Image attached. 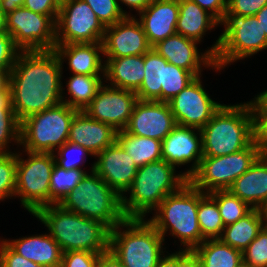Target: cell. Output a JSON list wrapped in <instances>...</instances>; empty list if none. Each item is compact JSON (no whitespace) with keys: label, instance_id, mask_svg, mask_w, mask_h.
Returning <instances> with one entry per match:
<instances>
[{"label":"cell","instance_id":"1","mask_svg":"<svg viewBox=\"0 0 267 267\" xmlns=\"http://www.w3.org/2000/svg\"><path fill=\"white\" fill-rule=\"evenodd\" d=\"M62 62L54 50L20 51L10 72V98L19 122L62 103Z\"/></svg>","mask_w":267,"mask_h":267},{"label":"cell","instance_id":"2","mask_svg":"<svg viewBox=\"0 0 267 267\" xmlns=\"http://www.w3.org/2000/svg\"><path fill=\"white\" fill-rule=\"evenodd\" d=\"M33 216L50 231V236L59 244L61 251H109L110 228L101 221L83 217L52 204L38 209Z\"/></svg>","mask_w":267,"mask_h":267},{"label":"cell","instance_id":"3","mask_svg":"<svg viewBox=\"0 0 267 267\" xmlns=\"http://www.w3.org/2000/svg\"><path fill=\"white\" fill-rule=\"evenodd\" d=\"M175 169L176 167L163 159L139 167L126 191L130 192V197H121L125 218H144L146 213L155 210L167 195L177 192L188 182L183 174H174Z\"/></svg>","mask_w":267,"mask_h":267},{"label":"cell","instance_id":"4","mask_svg":"<svg viewBox=\"0 0 267 267\" xmlns=\"http://www.w3.org/2000/svg\"><path fill=\"white\" fill-rule=\"evenodd\" d=\"M203 157H219L245 149L253 141L249 102L224 105L201 129Z\"/></svg>","mask_w":267,"mask_h":267},{"label":"cell","instance_id":"5","mask_svg":"<svg viewBox=\"0 0 267 267\" xmlns=\"http://www.w3.org/2000/svg\"><path fill=\"white\" fill-rule=\"evenodd\" d=\"M199 201L200 190L188 181L177 192L167 195L148 221L163 238L167 231L178 237L186 246L182 250H194L205 240L197 218Z\"/></svg>","mask_w":267,"mask_h":267},{"label":"cell","instance_id":"6","mask_svg":"<svg viewBox=\"0 0 267 267\" xmlns=\"http://www.w3.org/2000/svg\"><path fill=\"white\" fill-rule=\"evenodd\" d=\"M121 227L126 230L121 232ZM164 240L144 218H126L110 230L109 250L125 267H156Z\"/></svg>","mask_w":267,"mask_h":267},{"label":"cell","instance_id":"7","mask_svg":"<svg viewBox=\"0 0 267 267\" xmlns=\"http://www.w3.org/2000/svg\"><path fill=\"white\" fill-rule=\"evenodd\" d=\"M85 177L59 203L68 211L83 217L95 219L106 224L110 229L125 220L119 196L95 171Z\"/></svg>","mask_w":267,"mask_h":267},{"label":"cell","instance_id":"8","mask_svg":"<svg viewBox=\"0 0 267 267\" xmlns=\"http://www.w3.org/2000/svg\"><path fill=\"white\" fill-rule=\"evenodd\" d=\"M225 26L224 32L208 50L215 65L224 69L229 63L267 49V37L256 16L225 14L219 23Z\"/></svg>","mask_w":267,"mask_h":267},{"label":"cell","instance_id":"9","mask_svg":"<svg viewBox=\"0 0 267 267\" xmlns=\"http://www.w3.org/2000/svg\"><path fill=\"white\" fill-rule=\"evenodd\" d=\"M78 112L60 103L20 122V145L25 151L54 153L68 141L70 124Z\"/></svg>","mask_w":267,"mask_h":267},{"label":"cell","instance_id":"10","mask_svg":"<svg viewBox=\"0 0 267 267\" xmlns=\"http://www.w3.org/2000/svg\"><path fill=\"white\" fill-rule=\"evenodd\" d=\"M260 156L261 149L252 141L245 149L232 154L203 157L188 181L204 193L227 190Z\"/></svg>","mask_w":267,"mask_h":267},{"label":"cell","instance_id":"11","mask_svg":"<svg viewBox=\"0 0 267 267\" xmlns=\"http://www.w3.org/2000/svg\"><path fill=\"white\" fill-rule=\"evenodd\" d=\"M27 152L26 160L17 153L16 189L14 196L32 215L50 205V179L55 164L54 153Z\"/></svg>","mask_w":267,"mask_h":267},{"label":"cell","instance_id":"12","mask_svg":"<svg viewBox=\"0 0 267 267\" xmlns=\"http://www.w3.org/2000/svg\"><path fill=\"white\" fill-rule=\"evenodd\" d=\"M6 28L20 51L54 50L55 22L48 16L17 7L6 14Z\"/></svg>","mask_w":267,"mask_h":267},{"label":"cell","instance_id":"13","mask_svg":"<svg viewBox=\"0 0 267 267\" xmlns=\"http://www.w3.org/2000/svg\"><path fill=\"white\" fill-rule=\"evenodd\" d=\"M56 45L102 42L105 27L82 0L61 2L55 23Z\"/></svg>","mask_w":267,"mask_h":267},{"label":"cell","instance_id":"14","mask_svg":"<svg viewBox=\"0 0 267 267\" xmlns=\"http://www.w3.org/2000/svg\"><path fill=\"white\" fill-rule=\"evenodd\" d=\"M201 83L200 76L196 77L168 102L178 125L201 130L222 106L210 98Z\"/></svg>","mask_w":267,"mask_h":267},{"label":"cell","instance_id":"15","mask_svg":"<svg viewBox=\"0 0 267 267\" xmlns=\"http://www.w3.org/2000/svg\"><path fill=\"white\" fill-rule=\"evenodd\" d=\"M137 100L134 91L103 84L83 112L90 118L109 124L116 131H120L128 125Z\"/></svg>","mask_w":267,"mask_h":267},{"label":"cell","instance_id":"16","mask_svg":"<svg viewBox=\"0 0 267 267\" xmlns=\"http://www.w3.org/2000/svg\"><path fill=\"white\" fill-rule=\"evenodd\" d=\"M176 125L168 102L138 99L124 130L132 135L162 141Z\"/></svg>","mask_w":267,"mask_h":267},{"label":"cell","instance_id":"17","mask_svg":"<svg viewBox=\"0 0 267 267\" xmlns=\"http://www.w3.org/2000/svg\"><path fill=\"white\" fill-rule=\"evenodd\" d=\"M102 46L107 58L144 55L152 48L139 20L132 16L105 27Z\"/></svg>","mask_w":267,"mask_h":267},{"label":"cell","instance_id":"18","mask_svg":"<svg viewBox=\"0 0 267 267\" xmlns=\"http://www.w3.org/2000/svg\"><path fill=\"white\" fill-rule=\"evenodd\" d=\"M195 130H198L199 134L195 133ZM202 158L203 144L200 129L177 124L162 140V159L167 163L175 167L186 165L194 160L190 169L182 173L187 179L199 168Z\"/></svg>","mask_w":267,"mask_h":267},{"label":"cell","instance_id":"19","mask_svg":"<svg viewBox=\"0 0 267 267\" xmlns=\"http://www.w3.org/2000/svg\"><path fill=\"white\" fill-rule=\"evenodd\" d=\"M94 171L119 195L124 196L131 186L138 167L132 158L115 141L96 155Z\"/></svg>","mask_w":267,"mask_h":267},{"label":"cell","instance_id":"20","mask_svg":"<svg viewBox=\"0 0 267 267\" xmlns=\"http://www.w3.org/2000/svg\"><path fill=\"white\" fill-rule=\"evenodd\" d=\"M197 44V41L176 33L159 41L152 48L167 62L190 71L195 77L201 75V65L220 70L215 65L214 56L208 50L200 56Z\"/></svg>","mask_w":267,"mask_h":267},{"label":"cell","instance_id":"21","mask_svg":"<svg viewBox=\"0 0 267 267\" xmlns=\"http://www.w3.org/2000/svg\"><path fill=\"white\" fill-rule=\"evenodd\" d=\"M179 0H153L139 13L140 24L149 44L153 47L161 40L176 34Z\"/></svg>","mask_w":267,"mask_h":267},{"label":"cell","instance_id":"22","mask_svg":"<svg viewBox=\"0 0 267 267\" xmlns=\"http://www.w3.org/2000/svg\"><path fill=\"white\" fill-rule=\"evenodd\" d=\"M117 132L111 125L78 111L71 121L68 141L86 148L92 156H96L116 141Z\"/></svg>","mask_w":267,"mask_h":267},{"label":"cell","instance_id":"23","mask_svg":"<svg viewBox=\"0 0 267 267\" xmlns=\"http://www.w3.org/2000/svg\"><path fill=\"white\" fill-rule=\"evenodd\" d=\"M227 190L252 208L261 209L267 202V160L261 155Z\"/></svg>","mask_w":267,"mask_h":267},{"label":"cell","instance_id":"24","mask_svg":"<svg viewBox=\"0 0 267 267\" xmlns=\"http://www.w3.org/2000/svg\"><path fill=\"white\" fill-rule=\"evenodd\" d=\"M54 51L61 62L68 59L73 74L100 75L101 71L104 77L105 65L100 56L103 54L102 42L55 45Z\"/></svg>","mask_w":267,"mask_h":267},{"label":"cell","instance_id":"25","mask_svg":"<svg viewBox=\"0 0 267 267\" xmlns=\"http://www.w3.org/2000/svg\"><path fill=\"white\" fill-rule=\"evenodd\" d=\"M5 242L19 255L44 267H61L62 251L50 236L35 235Z\"/></svg>","mask_w":267,"mask_h":267},{"label":"cell","instance_id":"26","mask_svg":"<svg viewBox=\"0 0 267 267\" xmlns=\"http://www.w3.org/2000/svg\"><path fill=\"white\" fill-rule=\"evenodd\" d=\"M104 77L111 81V87L136 92L145 76L144 55H131L120 58H107Z\"/></svg>","mask_w":267,"mask_h":267},{"label":"cell","instance_id":"27","mask_svg":"<svg viewBox=\"0 0 267 267\" xmlns=\"http://www.w3.org/2000/svg\"><path fill=\"white\" fill-rule=\"evenodd\" d=\"M219 22L197 3L179 0V15L176 33L200 42L207 30L214 29Z\"/></svg>","mask_w":267,"mask_h":267},{"label":"cell","instance_id":"28","mask_svg":"<svg viewBox=\"0 0 267 267\" xmlns=\"http://www.w3.org/2000/svg\"><path fill=\"white\" fill-rule=\"evenodd\" d=\"M264 217L261 209L253 208L247 215L224 227L219 238L224 244L240 251L245 250L264 227Z\"/></svg>","mask_w":267,"mask_h":267},{"label":"cell","instance_id":"29","mask_svg":"<svg viewBox=\"0 0 267 267\" xmlns=\"http://www.w3.org/2000/svg\"><path fill=\"white\" fill-rule=\"evenodd\" d=\"M168 62L151 48L144 54V72L140 88L135 92L139 100L162 102V87H164L165 66Z\"/></svg>","mask_w":267,"mask_h":267},{"label":"cell","instance_id":"30","mask_svg":"<svg viewBox=\"0 0 267 267\" xmlns=\"http://www.w3.org/2000/svg\"><path fill=\"white\" fill-rule=\"evenodd\" d=\"M116 141L138 168L162 159V141L157 139L136 136L120 130L117 132Z\"/></svg>","mask_w":267,"mask_h":267},{"label":"cell","instance_id":"31","mask_svg":"<svg viewBox=\"0 0 267 267\" xmlns=\"http://www.w3.org/2000/svg\"><path fill=\"white\" fill-rule=\"evenodd\" d=\"M202 267H238L242 251L224 244L220 239H206L193 250Z\"/></svg>","mask_w":267,"mask_h":267},{"label":"cell","instance_id":"32","mask_svg":"<svg viewBox=\"0 0 267 267\" xmlns=\"http://www.w3.org/2000/svg\"><path fill=\"white\" fill-rule=\"evenodd\" d=\"M100 76L73 74L66 83L71 99L64 100V96H62V103L78 111H84L96 96L98 89L103 85V79Z\"/></svg>","mask_w":267,"mask_h":267},{"label":"cell","instance_id":"33","mask_svg":"<svg viewBox=\"0 0 267 267\" xmlns=\"http://www.w3.org/2000/svg\"><path fill=\"white\" fill-rule=\"evenodd\" d=\"M197 218L202 237L206 239H219L224 230L219 208L216 200L209 194L200 190Z\"/></svg>","mask_w":267,"mask_h":267},{"label":"cell","instance_id":"34","mask_svg":"<svg viewBox=\"0 0 267 267\" xmlns=\"http://www.w3.org/2000/svg\"><path fill=\"white\" fill-rule=\"evenodd\" d=\"M87 174L84 170H65L56 163L50 179V205L59 204L62 199L77 185Z\"/></svg>","mask_w":267,"mask_h":267},{"label":"cell","instance_id":"35","mask_svg":"<svg viewBox=\"0 0 267 267\" xmlns=\"http://www.w3.org/2000/svg\"><path fill=\"white\" fill-rule=\"evenodd\" d=\"M209 194L216 200L225 226L235 223L253 209L229 190H215Z\"/></svg>","mask_w":267,"mask_h":267},{"label":"cell","instance_id":"36","mask_svg":"<svg viewBox=\"0 0 267 267\" xmlns=\"http://www.w3.org/2000/svg\"><path fill=\"white\" fill-rule=\"evenodd\" d=\"M195 78L196 77L190 71L168 62L165 66L164 87H162V102H169Z\"/></svg>","mask_w":267,"mask_h":267},{"label":"cell","instance_id":"37","mask_svg":"<svg viewBox=\"0 0 267 267\" xmlns=\"http://www.w3.org/2000/svg\"><path fill=\"white\" fill-rule=\"evenodd\" d=\"M17 153H0V200L13 197L16 189Z\"/></svg>","mask_w":267,"mask_h":267},{"label":"cell","instance_id":"38","mask_svg":"<svg viewBox=\"0 0 267 267\" xmlns=\"http://www.w3.org/2000/svg\"><path fill=\"white\" fill-rule=\"evenodd\" d=\"M86 2L96 14L104 27L114 25L129 16L118 3V0H82Z\"/></svg>","mask_w":267,"mask_h":267},{"label":"cell","instance_id":"39","mask_svg":"<svg viewBox=\"0 0 267 267\" xmlns=\"http://www.w3.org/2000/svg\"><path fill=\"white\" fill-rule=\"evenodd\" d=\"M12 140L20 144V122L14 110H0V153H11L6 148Z\"/></svg>","mask_w":267,"mask_h":267},{"label":"cell","instance_id":"40","mask_svg":"<svg viewBox=\"0 0 267 267\" xmlns=\"http://www.w3.org/2000/svg\"><path fill=\"white\" fill-rule=\"evenodd\" d=\"M242 258L244 263L252 267H267V230L264 227L242 251Z\"/></svg>","mask_w":267,"mask_h":267},{"label":"cell","instance_id":"41","mask_svg":"<svg viewBox=\"0 0 267 267\" xmlns=\"http://www.w3.org/2000/svg\"><path fill=\"white\" fill-rule=\"evenodd\" d=\"M56 150L58 151L57 153L59 157H57V155L54 153L55 163L61 168H64L65 170H71V169L82 170V168L80 167L81 165H79V163L82 164L80 161L86 160L84 156L91 154L86 148L69 141L64 143L61 147L57 148ZM74 154L75 156L76 154H78V158H75Z\"/></svg>","mask_w":267,"mask_h":267},{"label":"cell","instance_id":"42","mask_svg":"<svg viewBox=\"0 0 267 267\" xmlns=\"http://www.w3.org/2000/svg\"><path fill=\"white\" fill-rule=\"evenodd\" d=\"M253 116V142L262 150L267 145V113L253 101L249 102Z\"/></svg>","mask_w":267,"mask_h":267},{"label":"cell","instance_id":"43","mask_svg":"<svg viewBox=\"0 0 267 267\" xmlns=\"http://www.w3.org/2000/svg\"><path fill=\"white\" fill-rule=\"evenodd\" d=\"M99 253L67 251L62 253L61 267H97Z\"/></svg>","mask_w":267,"mask_h":267},{"label":"cell","instance_id":"44","mask_svg":"<svg viewBox=\"0 0 267 267\" xmlns=\"http://www.w3.org/2000/svg\"><path fill=\"white\" fill-rule=\"evenodd\" d=\"M20 50L8 33H0V70H12Z\"/></svg>","mask_w":267,"mask_h":267},{"label":"cell","instance_id":"45","mask_svg":"<svg viewBox=\"0 0 267 267\" xmlns=\"http://www.w3.org/2000/svg\"><path fill=\"white\" fill-rule=\"evenodd\" d=\"M0 267H44L15 252L4 240L0 243Z\"/></svg>","mask_w":267,"mask_h":267},{"label":"cell","instance_id":"46","mask_svg":"<svg viewBox=\"0 0 267 267\" xmlns=\"http://www.w3.org/2000/svg\"><path fill=\"white\" fill-rule=\"evenodd\" d=\"M266 4L267 0H227L225 14L254 16Z\"/></svg>","mask_w":267,"mask_h":267},{"label":"cell","instance_id":"47","mask_svg":"<svg viewBox=\"0 0 267 267\" xmlns=\"http://www.w3.org/2000/svg\"><path fill=\"white\" fill-rule=\"evenodd\" d=\"M23 6L30 11L48 15L56 23L61 3L59 0H24Z\"/></svg>","mask_w":267,"mask_h":267},{"label":"cell","instance_id":"48","mask_svg":"<svg viewBox=\"0 0 267 267\" xmlns=\"http://www.w3.org/2000/svg\"><path fill=\"white\" fill-rule=\"evenodd\" d=\"M208 11L219 23L227 11V0H191Z\"/></svg>","mask_w":267,"mask_h":267},{"label":"cell","instance_id":"49","mask_svg":"<svg viewBox=\"0 0 267 267\" xmlns=\"http://www.w3.org/2000/svg\"><path fill=\"white\" fill-rule=\"evenodd\" d=\"M177 267H202L199 257L193 250L177 252Z\"/></svg>","mask_w":267,"mask_h":267},{"label":"cell","instance_id":"50","mask_svg":"<svg viewBox=\"0 0 267 267\" xmlns=\"http://www.w3.org/2000/svg\"><path fill=\"white\" fill-rule=\"evenodd\" d=\"M97 267H125L123 263L109 250L99 255Z\"/></svg>","mask_w":267,"mask_h":267},{"label":"cell","instance_id":"51","mask_svg":"<svg viewBox=\"0 0 267 267\" xmlns=\"http://www.w3.org/2000/svg\"><path fill=\"white\" fill-rule=\"evenodd\" d=\"M126 6L135 9L140 13L143 11L153 0H118Z\"/></svg>","mask_w":267,"mask_h":267},{"label":"cell","instance_id":"52","mask_svg":"<svg viewBox=\"0 0 267 267\" xmlns=\"http://www.w3.org/2000/svg\"><path fill=\"white\" fill-rule=\"evenodd\" d=\"M24 0H0V9L8 14L9 12L15 10L17 7L23 6Z\"/></svg>","mask_w":267,"mask_h":267},{"label":"cell","instance_id":"53","mask_svg":"<svg viewBox=\"0 0 267 267\" xmlns=\"http://www.w3.org/2000/svg\"><path fill=\"white\" fill-rule=\"evenodd\" d=\"M156 267H177V252L162 257Z\"/></svg>","mask_w":267,"mask_h":267},{"label":"cell","instance_id":"54","mask_svg":"<svg viewBox=\"0 0 267 267\" xmlns=\"http://www.w3.org/2000/svg\"><path fill=\"white\" fill-rule=\"evenodd\" d=\"M258 22L260 23V26L262 27V30L265 32L267 37V4L261 8L256 14H255Z\"/></svg>","mask_w":267,"mask_h":267},{"label":"cell","instance_id":"55","mask_svg":"<svg viewBox=\"0 0 267 267\" xmlns=\"http://www.w3.org/2000/svg\"><path fill=\"white\" fill-rule=\"evenodd\" d=\"M0 110H13L10 98V89L0 92Z\"/></svg>","mask_w":267,"mask_h":267},{"label":"cell","instance_id":"56","mask_svg":"<svg viewBox=\"0 0 267 267\" xmlns=\"http://www.w3.org/2000/svg\"><path fill=\"white\" fill-rule=\"evenodd\" d=\"M11 70H0V92H5L9 89Z\"/></svg>","mask_w":267,"mask_h":267},{"label":"cell","instance_id":"57","mask_svg":"<svg viewBox=\"0 0 267 267\" xmlns=\"http://www.w3.org/2000/svg\"><path fill=\"white\" fill-rule=\"evenodd\" d=\"M253 102L263 111L267 113V90L263 91L257 97L254 98Z\"/></svg>","mask_w":267,"mask_h":267},{"label":"cell","instance_id":"58","mask_svg":"<svg viewBox=\"0 0 267 267\" xmlns=\"http://www.w3.org/2000/svg\"><path fill=\"white\" fill-rule=\"evenodd\" d=\"M0 33H8L6 28V14L0 9Z\"/></svg>","mask_w":267,"mask_h":267},{"label":"cell","instance_id":"59","mask_svg":"<svg viewBox=\"0 0 267 267\" xmlns=\"http://www.w3.org/2000/svg\"><path fill=\"white\" fill-rule=\"evenodd\" d=\"M261 211L263 213L264 222L267 223V202L266 204L261 208Z\"/></svg>","mask_w":267,"mask_h":267},{"label":"cell","instance_id":"60","mask_svg":"<svg viewBox=\"0 0 267 267\" xmlns=\"http://www.w3.org/2000/svg\"><path fill=\"white\" fill-rule=\"evenodd\" d=\"M261 155L267 160V145L261 150Z\"/></svg>","mask_w":267,"mask_h":267},{"label":"cell","instance_id":"61","mask_svg":"<svg viewBox=\"0 0 267 267\" xmlns=\"http://www.w3.org/2000/svg\"><path fill=\"white\" fill-rule=\"evenodd\" d=\"M238 267H252L249 264L244 263L243 261L238 265Z\"/></svg>","mask_w":267,"mask_h":267},{"label":"cell","instance_id":"62","mask_svg":"<svg viewBox=\"0 0 267 267\" xmlns=\"http://www.w3.org/2000/svg\"><path fill=\"white\" fill-rule=\"evenodd\" d=\"M264 228L267 230V223H264Z\"/></svg>","mask_w":267,"mask_h":267}]
</instances>
